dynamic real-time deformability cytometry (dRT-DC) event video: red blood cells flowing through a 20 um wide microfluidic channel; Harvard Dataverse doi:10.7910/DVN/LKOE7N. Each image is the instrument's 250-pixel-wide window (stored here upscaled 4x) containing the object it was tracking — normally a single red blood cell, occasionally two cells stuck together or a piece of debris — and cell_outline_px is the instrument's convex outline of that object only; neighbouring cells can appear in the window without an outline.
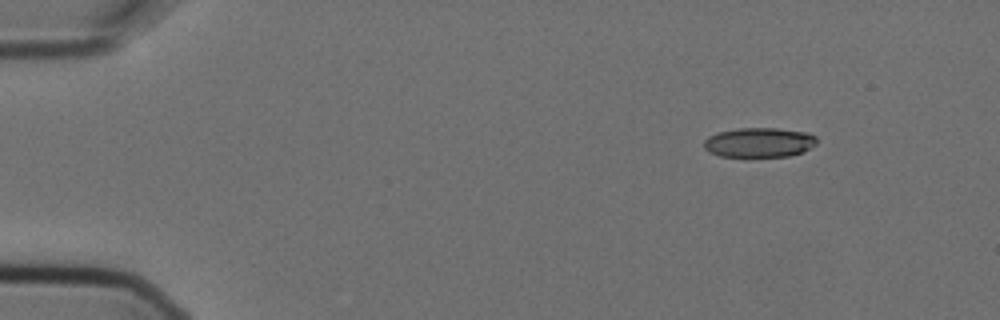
{"species": "Egyptian fruit bat (a non-hibernating species)", "species_latin": "Rousettus aegyptiacus", "temperature_condition": "cold", "stored_images_in_passage": 5, "camera_frame_rate_fps": 3000, "um_per_image_px": 0.085, "animal": {"sex": "female"}, "frame": {"image": 1, "passage_image": 1, "time_ms": 0.0, "image_size_px": [1000, 320], "cell_outline_px": [[816, 144], [804, 152], [788, 156], [744, 160], [720, 156], [708, 152], [704, 148], [704, 140], [708, 136], [716, 132], [740, 128], [776, 128], [808, 132], [816, 136]], "centroid_in_image_um": [64.49, 12.16], "position_along_channel_um": 20.5, "area_um2": 20.58}}
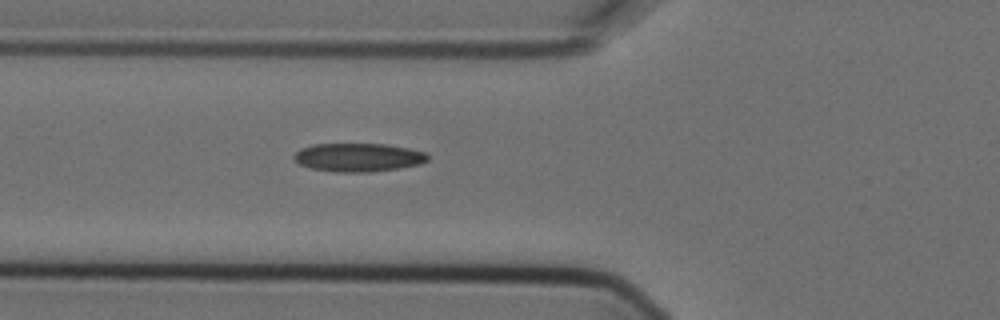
{"frame": {"image": 2, "passage_image": 5, "time_ms": 1.333, "image_size_px": [1000, 320], "cell_outline_px": [[428, 160], [420, 164], [396, 168], [368, 172], [336, 172], [312, 168], [300, 164], [292, 156], [300, 148], [312, 144], [384, 144], [408, 148], [424, 152], [428, 156]], "centroid_in_image_um": [30.43, 13.37], "position_along_channel_um": 95.4, "area_um2": 21.96}}